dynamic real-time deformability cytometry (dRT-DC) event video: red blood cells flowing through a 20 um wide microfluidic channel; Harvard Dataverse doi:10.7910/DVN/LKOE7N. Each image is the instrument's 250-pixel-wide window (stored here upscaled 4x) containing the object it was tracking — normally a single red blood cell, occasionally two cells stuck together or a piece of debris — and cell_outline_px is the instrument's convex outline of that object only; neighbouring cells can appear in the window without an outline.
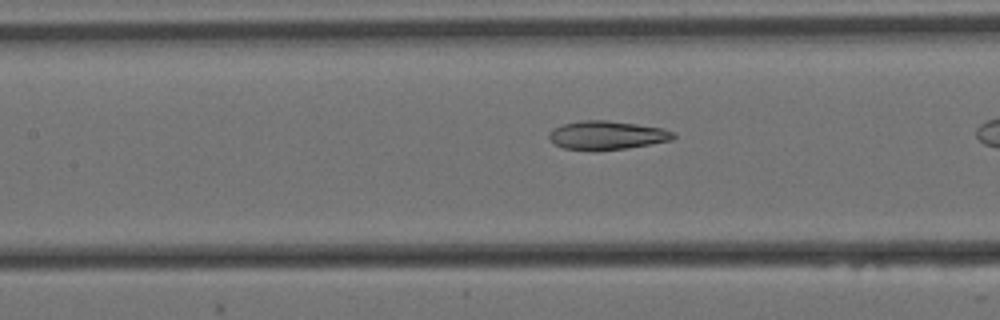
{"species": "Egyptian fruit bat (a non-hibernating species)", "species_latin": "Rousettus aegyptiacus", "temperature_condition": "cold", "stored_images_in_passage": 35, "camera_frame_rate_fps": 3000, "um_per_image_px": 0.085, "animal": {"sex": "female"}, "frame": {"image": 1, "passage_image": 16, "time_ms": 5.0, "image_size_px": [1000, 320], "cell_outline_px": [[676, 136], [672, 140], [628, 148], [592, 152], [564, 148], [552, 144], [548, 136], [548, 132], [552, 128], [564, 124], [580, 120], [608, 120], [664, 128], [676, 132]], "centroid_in_image_um": [51.56, 11.51], "position_along_channel_um": 155.8, "area_um2": 21.33}}
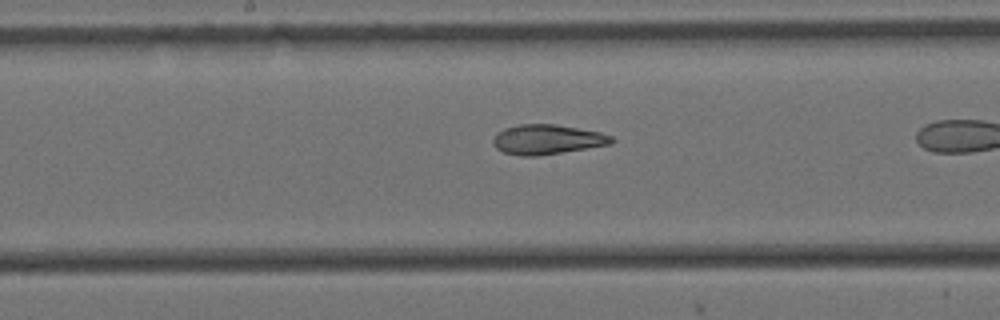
{"frame": {"image": 2, "passage_image": 20, "time_ms": 6.333, "image_size_px": [1000, 320], "cell_outline_px": [[616, 140], [612, 144], [536, 156], [520, 156], [504, 152], [496, 148], [492, 140], [504, 128], [520, 124], [556, 124], [600, 132], [612, 136]], "centroid_in_image_um": [46.54, 11.85], "position_along_channel_um": 201.7, "area_um2": 20.4}}
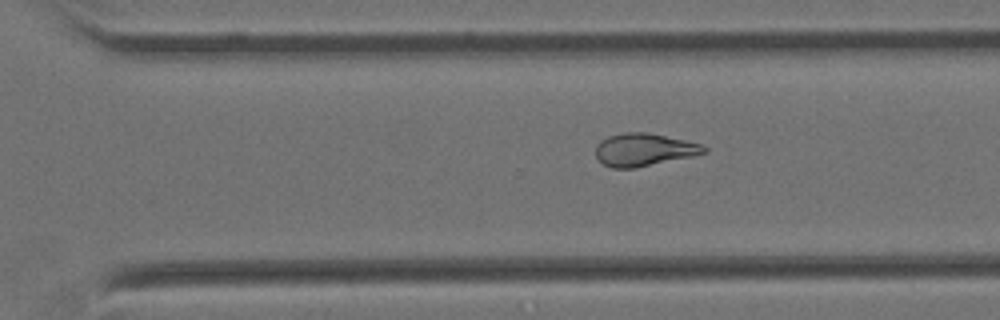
{"frame": {"image": 3, "passage_image": 30, "time_ms": 9.667, "image_size_px": [1000, 320], "cell_outline_px": [[708, 152], [692, 156], [636, 168], [612, 168], [604, 164], [596, 156], [596, 144], [600, 140], [608, 136], [624, 132], [648, 132], [684, 140], [700, 144], [708, 148]], "centroid_in_image_um": [54.72, 12.72], "position_along_channel_um": 315.9, "area_um2": 20.63}}